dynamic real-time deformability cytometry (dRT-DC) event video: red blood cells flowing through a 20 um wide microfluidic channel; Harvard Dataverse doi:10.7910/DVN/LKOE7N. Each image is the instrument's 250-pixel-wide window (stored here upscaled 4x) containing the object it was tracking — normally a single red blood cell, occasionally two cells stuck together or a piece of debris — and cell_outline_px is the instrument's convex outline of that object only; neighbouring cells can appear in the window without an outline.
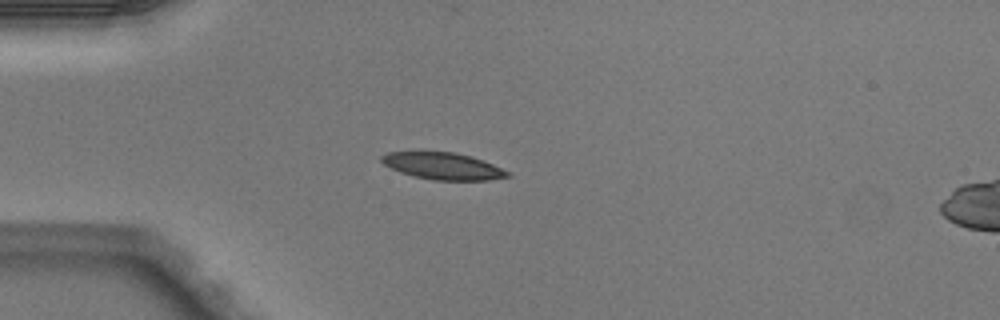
{"species": "Egyptian fruit bat (a non-hibernating species)", "species_latin": "Rousettus aegyptiacus", "temperature_condition": "warm", "stored_images_in_passage": 2, "camera_frame_rate_fps": 3000, "um_per_image_px": 0.085, "animal": {"sex": "male"}, "frame": {"image": 1, "passage_image": 2, "time_ms": 0.333, "image_size_px": [1000, 320], "cell_outline_px": [[512, 176], [488, 180], [432, 180], [412, 176], [400, 172], [384, 164], [380, 160], [380, 156], [388, 152], [452, 152], [472, 156], [492, 164], [508, 172]], "centroid_in_image_um": [37.63, 14.12], "position_along_channel_um": 47.4, "area_um2": 19.59}}